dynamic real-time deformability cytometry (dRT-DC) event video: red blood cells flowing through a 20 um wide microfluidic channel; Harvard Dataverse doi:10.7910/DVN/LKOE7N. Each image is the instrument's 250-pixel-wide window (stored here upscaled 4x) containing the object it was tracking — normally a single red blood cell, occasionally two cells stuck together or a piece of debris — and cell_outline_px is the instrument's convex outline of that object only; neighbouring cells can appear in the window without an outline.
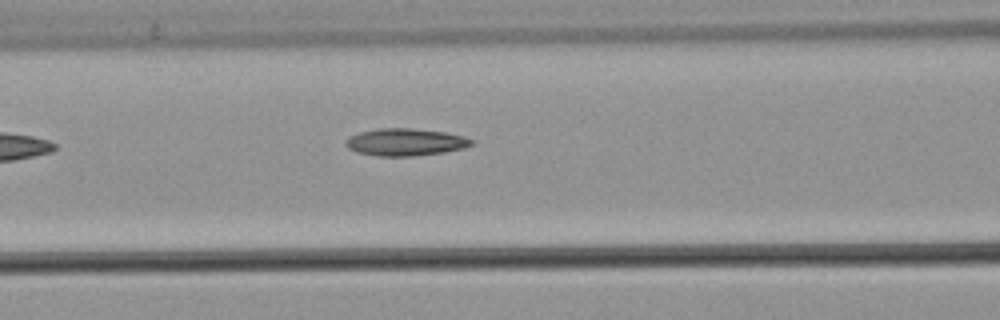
{"species": "common noctule bat (a hibernating species)", "species_latin": "Nyctalus noctula", "temperature_condition": "warm", "stored_images_in_passage": 3, "camera_frame_rate_fps": 3000, "um_per_image_px": 0.085, "animal": {"sex": "male", "body_mass_g": 21.5, "forearm_length_mm": 52.0}, "frame": {"image": 1, "passage_image": 3, "time_ms": 0.667, "image_size_px": [1000, 320], "cell_outline_px": [[476, 144], [464, 148], [444, 152], [412, 156], [376, 156], [356, 152], [348, 148], [344, 144], [344, 140], [348, 136], [360, 132], [380, 128], [412, 128], [444, 132], [464, 136], [476, 140]], "centroid_in_image_um": [34.47, 12.08], "position_along_channel_um": 132.1, "area_um2": 20.29}}